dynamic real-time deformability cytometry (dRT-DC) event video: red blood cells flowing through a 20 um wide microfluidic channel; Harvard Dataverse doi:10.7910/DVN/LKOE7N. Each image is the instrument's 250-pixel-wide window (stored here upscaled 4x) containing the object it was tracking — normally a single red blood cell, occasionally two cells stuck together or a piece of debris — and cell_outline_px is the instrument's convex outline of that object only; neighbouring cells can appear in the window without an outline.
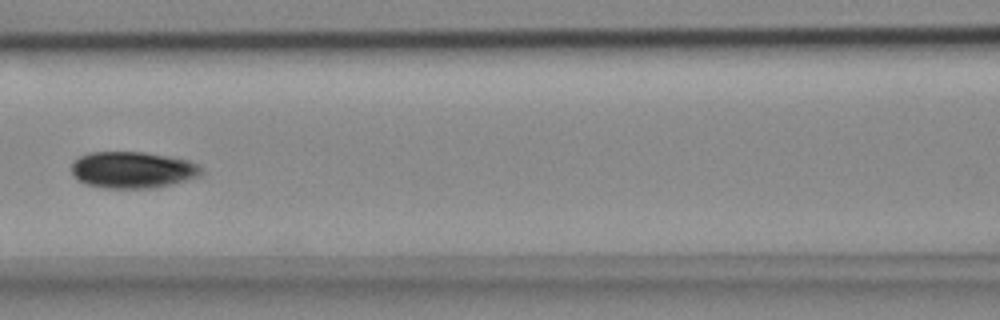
{"species": "common noctule bat (a hibernating species)", "species_latin": "Nyctalus noctula", "temperature_condition": "cold", "stored_images_in_passage": 9, "camera_frame_rate_fps": 3000, "um_per_image_px": 0.085, "animal": {"sex": "female", "body_mass_g": 18.4}, "frame": {"image": 1, "passage_image": 6, "time_ms": 1.667, "image_size_px": [1000, 320], "cell_outline_px": [[204, 172], [200, 176], [172, 184], [156, 188], [104, 188], [84, 184], [72, 176], [72, 160], [88, 152], [144, 152], [188, 160], [196, 164]], "centroid_in_image_um": [11.23, 14.45], "position_along_channel_um": 155.4, "area_um2": 27.86}}
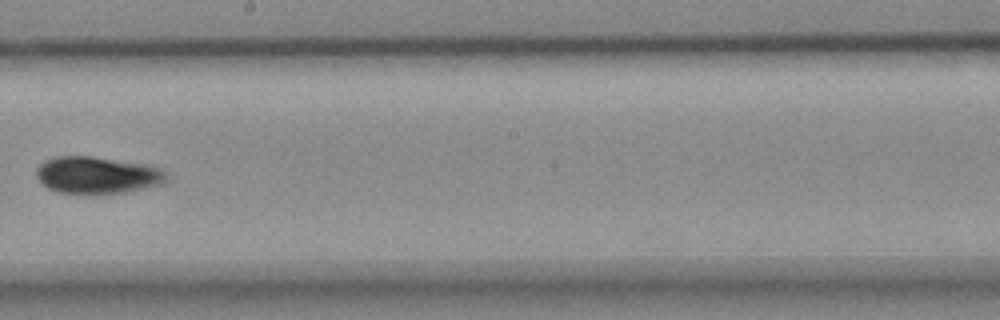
{"frame": {"image": 2, "passage_image": 8, "time_ms": 2.333, "image_size_px": [1000, 320], "cell_outline_px": [[168, 180], [164, 184], [128, 192], [96, 196], [84, 196], [56, 192], [40, 184], [36, 176], [36, 168], [44, 160], [56, 156], [92, 156], [148, 164], [160, 168], [168, 176]], "centroid_in_image_um": [8.25, 14.93], "position_along_channel_um": 239.9, "area_um2": 29.36}}
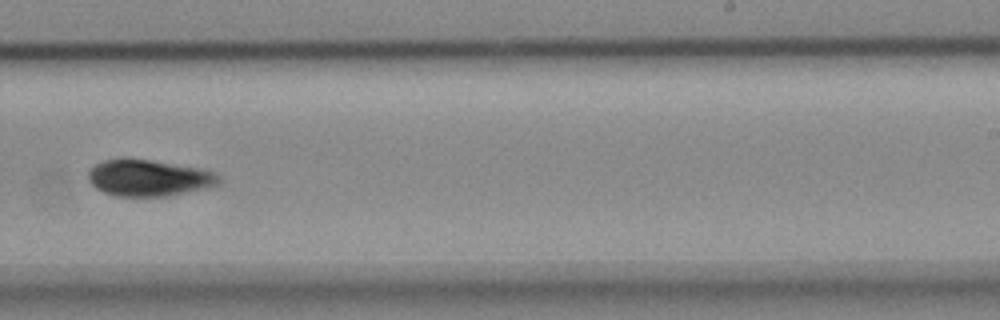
{"frame": {"image": 3, "passage_image": 9, "time_ms": 2.667, "image_size_px": [1000, 320], "cell_outline_px": [[220, 184], [212, 188], [168, 196], [112, 196], [96, 188], [88, 180], [88, 168], [104, 160], [148, 160], [200, 168], [216, 172], [220, 176]], "centroid_in_image_um": [12.7, 15.15], "position_along_channel_um": 276.3, "area_um2": 27.8}}